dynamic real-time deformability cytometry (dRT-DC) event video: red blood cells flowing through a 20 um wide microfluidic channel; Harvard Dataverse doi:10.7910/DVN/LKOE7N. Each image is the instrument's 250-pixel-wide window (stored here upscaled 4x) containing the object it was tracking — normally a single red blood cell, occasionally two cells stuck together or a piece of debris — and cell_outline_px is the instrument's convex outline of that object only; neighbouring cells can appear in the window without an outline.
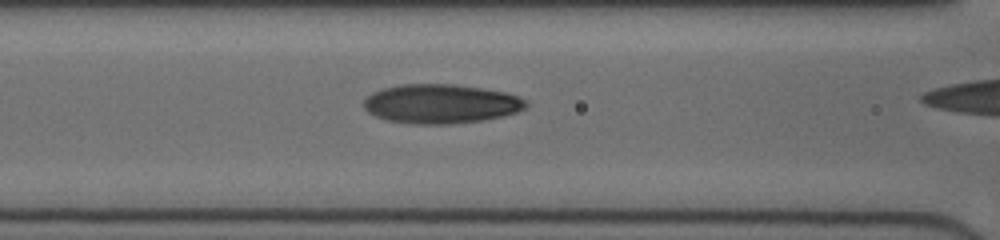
{"species": "human", "species_latin": "Homo sapiens", "temperature_condition": "cold", "stored_images_in_passage": 11, "camera_frame_rate_fps": 3000, "um_per_image_px": 0.085, "donor": {"sex": "female"}, "frame": {"image": 1, "passage_image": 7, "time_ms": 2.0, "image_size_px": [1000, 240], "cell_outline_px": [[528, 104], [524, 108], [516, 112], [504, 116], [484, 120], [452, 124], [412, 124], [388, 120], [376, 116], [368, 112], [364, 108], [364, 100], [372, 92], [384, 88], [400, 84], [452, 84], [484, 88], [508, 92], [528, 100]], "centroid_in_image_um": [37.51, 8.82], "position_along_channel_um": 129.1, "area_um2": 37.34}}
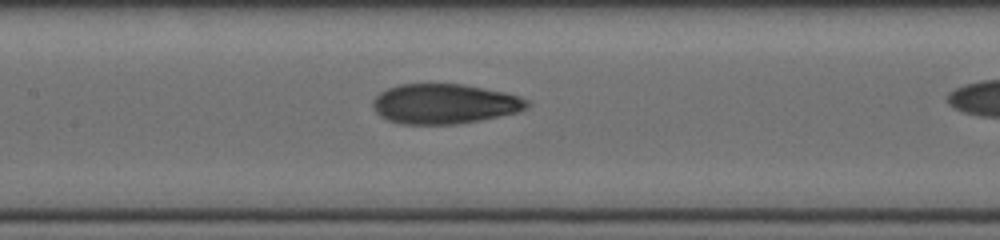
{"frame": {"image": 2, "passage_image": 10, "time_ms": 3.0, "image_size_px": [1000, 240], "cell_outline_px": [[528, 108], [516, 112], [480, 120], [456, 124], [400, 124], [388, 120], [380, 116], [372, 108], [372, 100], [380, 92], [388, 88], [400, 84], [464, 84], [504, 92], [520, 96], [528, 100]], "centroid_in_image_um": [37.75, 8.82], "position_along_channel_um": 169.7, "area_um2": 35.89}}